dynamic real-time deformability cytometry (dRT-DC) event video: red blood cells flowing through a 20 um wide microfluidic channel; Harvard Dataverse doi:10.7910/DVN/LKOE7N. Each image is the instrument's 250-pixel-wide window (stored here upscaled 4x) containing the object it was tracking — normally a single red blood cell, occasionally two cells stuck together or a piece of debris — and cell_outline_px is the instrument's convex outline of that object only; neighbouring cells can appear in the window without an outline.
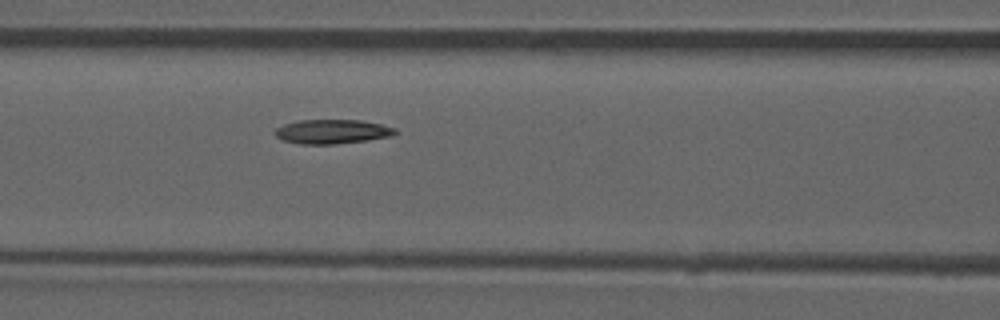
{"species": "common noctule bat (a hibernating species)", "species_latin": "Nyctalus noctula", "temperature_condition": "room temperature", "stored_images_in_passage": 53, "camera_frame_rate_fps": 3000, "um_per_image_px": 0.085, "animal": {"sex": "male", "forearm_length_mm": 52.5}, "frame": {"image": 1, "passage_image": 23, "time_ms": 7.333, "image_size_px": [1000, 320], "cell_outline_px": [[396, 132], [392, 136], [368, 140], [336, 144], [300, 144], [284, 140], [276, 136], [276, 128], [284, 124], [300, 120], [360, 120], [380, 124], [396, 128]], "centroid_in_image_um": [28.25, 11.19], "position_along_channel_um": 138.3, "area_um2": 16.88}, "authors_computed_cell_mechanics": {"area_um2": 16.8776, "velocity_mm_per_s": 3.8875, "shape_relaxation_time_tau1_ms": 9.3069, "shape_relaxation_time_tau2_ms": null, "deformation_change_tau1": 0.2078, "deformation_change_tau2": null}}